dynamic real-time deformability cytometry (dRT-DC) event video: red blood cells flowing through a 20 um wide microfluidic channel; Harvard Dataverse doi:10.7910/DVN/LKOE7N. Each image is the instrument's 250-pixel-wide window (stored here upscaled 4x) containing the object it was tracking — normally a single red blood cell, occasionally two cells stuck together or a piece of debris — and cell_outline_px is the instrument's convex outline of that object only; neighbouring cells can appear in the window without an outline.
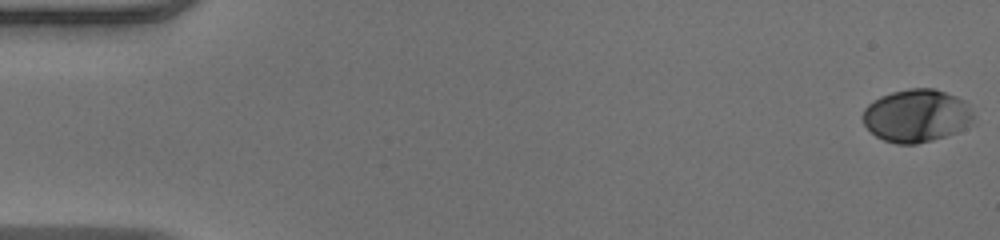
{"species": "human", "species_latin": "Homo sapiens", "temperature_condition": "warm", "stored_images_in_passage": 51, "camera_frame_rate_fps": 3000, "um_per_image_px": 0.085, "donor": {"sex": "male"}, "frame": {"image": 1, "passage_image": 1, "time_ms": 0.0, "image_size_px": [1000, 240], "cell_outline_px": [[972, 116], [968, 124], [964, 128], [956, 132], [932, 140], [916, 144], [896, 144], [884, 140], [876, 136], [864, 124], [860, 116], [864, 108], [868, 104], [880, 96], [892, 92], [908, 88], [932, 88], [956, 96], [964, 100], [968, 104], [972, 112]], "centroid_in_image_um": [77.85, 9.83], "position_along_channel_um": 7.1, "area_um2": 33.99}}
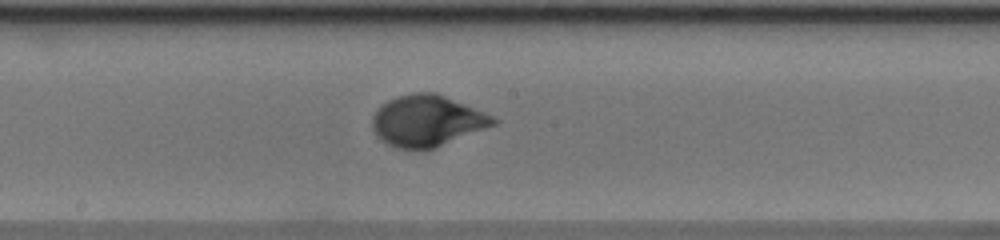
{"frame": {"image": 2, "passage_image": 28, "time_ms": 9.0, "image_size_px": [1000, 240], "cell_outline_px": [[500, 120], [496, 124], [436, 148], [396, 148], [380, 140], [376, 136], [372, 128], [372, 116], [376, 108], [388, 100], [412, 92], [436, 92], [484, 112]], "centroid_in_image_um": [36.28, 10.26], "position_along_channel_um": 211.9, "area_um2": 36.07}}
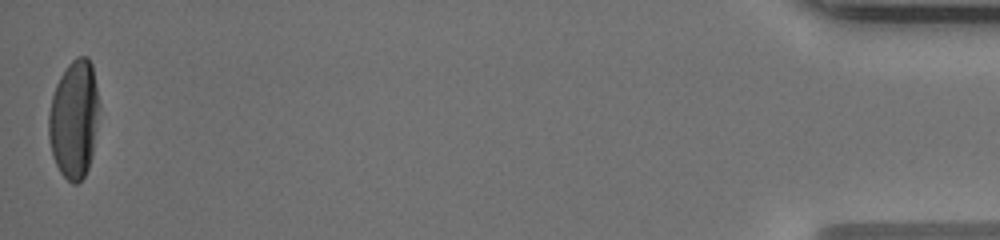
{"frame": {"image": 3, "passage_image": 51, "time_ms": 16.667, "image_size_px": [1000, 240], "cell_outline_px": [[100, 108], [92, 156], [88, 168], [84, 176], [76, 184], [72, 184], [60, 172], [52, 156], [48, 136], [48, 112], [52, 96], [56, 84], [60, 76], [68, 64], [76, 56], [88, 56], [92, 64], [100, 104]], "centroid_in_image_um": [6.3, 10.11], "position_along_channel_um": 428.9, "area_um2": 35.26}, "authors_computed_cell_mechanics": {"area_um2": 34.2754, "velocity_mm_per_s": 4.0422, "shape_relaxation_time_tau1_ms": 3.2371, "shape_relaxation_time_tau2_ms": null, "deformation_change_tau1": 0.1959, "deformation_change_tau2": null}}